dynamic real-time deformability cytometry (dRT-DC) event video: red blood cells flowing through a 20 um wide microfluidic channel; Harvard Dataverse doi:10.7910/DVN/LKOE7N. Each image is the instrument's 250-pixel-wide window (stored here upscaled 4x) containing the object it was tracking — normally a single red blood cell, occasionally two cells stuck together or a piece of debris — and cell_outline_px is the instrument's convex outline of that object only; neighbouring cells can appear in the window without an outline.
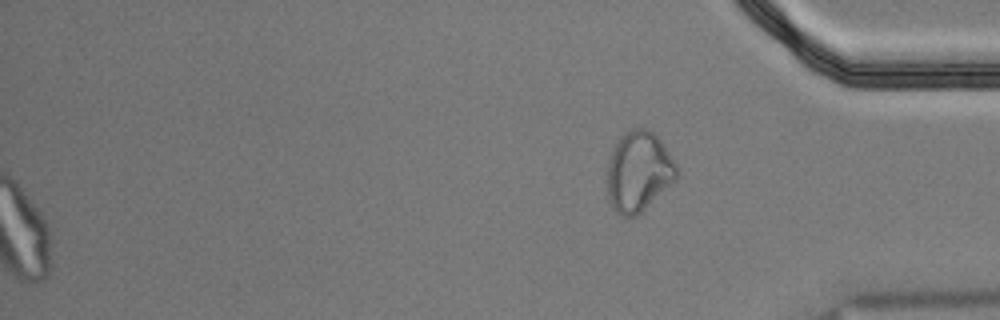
{"species": "Egyptian fruit bat (a non-hibernating species)", "species_latin": "Rousettus aegyptiacus", "temperature_condition": "cold", "stored_images_in_passage": 48, "camera_frame_rate_fps": 3000, "um_per_image_px": 0.085, "animal": {"sex": "male"}, "frame": {"image": 1, "passage_image": 48, "time_ms": 15.667, "image_size_px": [1000, 320], "cell_outline_px": [[680, 168], [676, 180], [636, 216], [620, 216], [612, 208], [608, 200], [608, 160], [612, 148], [620, 136], [624, 132], [632, 128], [644, 128], [652, 132], [660, 140]], "centroid_in_image_um": [54.28, 14.58], "position_along_channel_um": 380.9, "area_um2": 32.6}, "authors_computed_cell_mechanics": {"area_um2": 21.8484, "velocity_mm_per_s": 3.6101, "shape_relaxation_time_tau1_ms": null, "shape_relaxation_time_tau2_ms": 2.8521, "deformation_change_tau1": null, "deformation_change_tau2": 0.087}}